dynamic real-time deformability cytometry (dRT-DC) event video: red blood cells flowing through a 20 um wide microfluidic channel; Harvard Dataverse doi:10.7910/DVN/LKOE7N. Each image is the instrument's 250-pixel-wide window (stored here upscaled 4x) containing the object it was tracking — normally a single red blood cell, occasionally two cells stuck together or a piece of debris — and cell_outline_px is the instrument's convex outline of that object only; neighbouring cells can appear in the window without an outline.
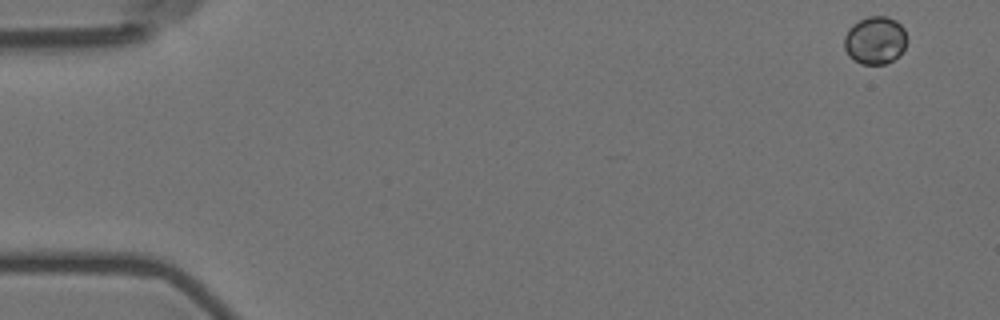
{"species": "Egyptian fruit bat (a non-hibernating species)", "species_latin": "Rousettus aegyptiacus", "temperature_condition": "room temperature", "stored_images_in_passage": 56, "camera_frame_rate_fps": 3000, "um_per_image_px": 0.085, "animal": {"sex": "female"}, "frame": {"image": 1, "passage_image": 1, "time_ms": 0.0, "image_size_px": [1000, 320], "cell_outline_px": [[908, 40], [900, 56], [884, 64], [860, 64], [848, 56], [844, 48], [844, 36], [848, 28], [852, 24], [868, 16], [888, 16], [896, 20], [904, 28], [908, 36]], "centroid_in_image_um": [74.4, 3.42], "position_along_channel_um": 10.6, "area_um2": 17.86}}
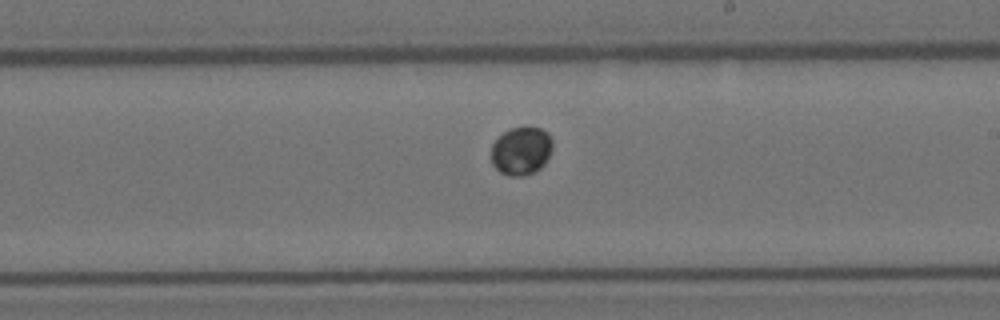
{"frame": {"image": 2, "passage_image": 32, "time_ms": 10.333, "image_size_px": [1000, 320], "cell_outline_px": [[552, 148], [544, 164], [536, 172], [520, 176], [508, 176], [500, 172], [492, 164], [492, 144], [504, 132], [512, 128], [528, 124], [540, 128], [548, 132], [552, 140]], "centroid_in_image_um": [44.32, 12.79], "position_along_channel_um": 244.7, "area_um2": 17.46}}
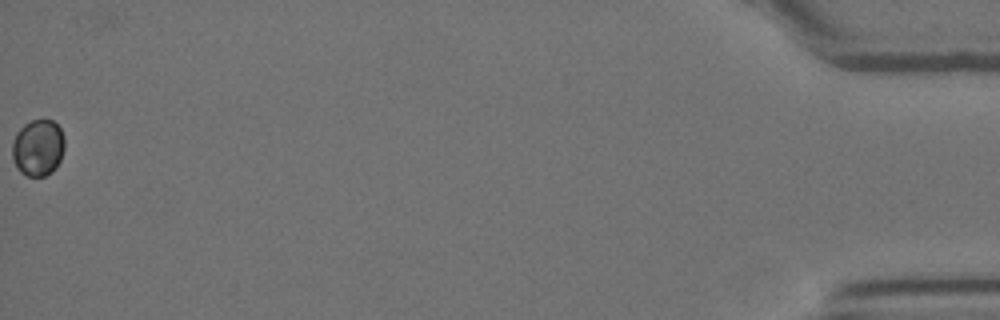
{"frame": {"image": 3, "passage_image": 56, "time_ms": 18.333, "image_size_px": [1000, 320], "cell_outline_px": [[64, 148], [60, 160], [56, 168], [52, 172], [44, 176], [28, 176], [20, 172], [16, 168], [12, 156], [12, 144], [16, 132], [24, 124], [32, 120], [52, 120], [60, 128], [64, 136]], "centroid_in_image_um": [3.22, 12.56], "position_along_channel_um": 432.0, "area_um2": 17.4}, "authors_computed_cell_mechanics": {"area_um2": 17.2822, "velocity_mm_per_s": 3.5592, "shape_relaxation_time_tau1_ms": 0.0687, "shape_relaxation_time_tau2_ms": null, "deformation_change_tau1": 0.0078, "deformation_change_tau2": null}}